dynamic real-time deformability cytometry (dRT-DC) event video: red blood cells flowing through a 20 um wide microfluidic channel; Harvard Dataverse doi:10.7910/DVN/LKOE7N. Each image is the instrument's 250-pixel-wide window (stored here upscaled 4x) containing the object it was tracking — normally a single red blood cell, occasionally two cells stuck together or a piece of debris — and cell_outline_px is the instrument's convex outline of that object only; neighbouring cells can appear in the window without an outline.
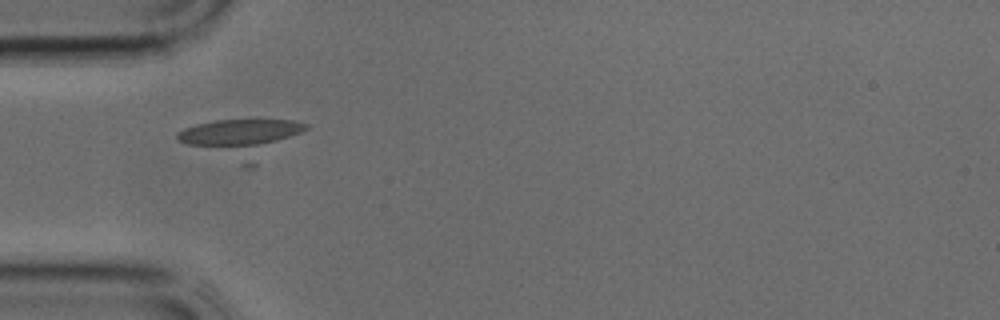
{"species": "common noctule bat (a hibernating species)", "species_latin": "Nyctalus noctula", "temperature_condition": "cold", "stored_images_in_passage": 29, "camera_frame_rate_fps": 3000, "um_per_image_px": 0.085, "animal": {"sex": "male", "body_mass_g": 17.9, "forearm_length_mm": 54.2}, "frame": {"image": 1, "passage_image": 2, "time_ms": 0.333, "image_size_px": [1000, 320], "cell_outline_px": [[308, 128], [252, 168], [244, 168], [188, 144], [180, 140], [176, 136], [176, 132], [184, 128], [196, 124], [216, 120], [292, 120], [308, 124]], "centroid_in_image_um": [20.55, 11.78], "position_along_channel_um": 64.5, "area_um2": 28.84}}
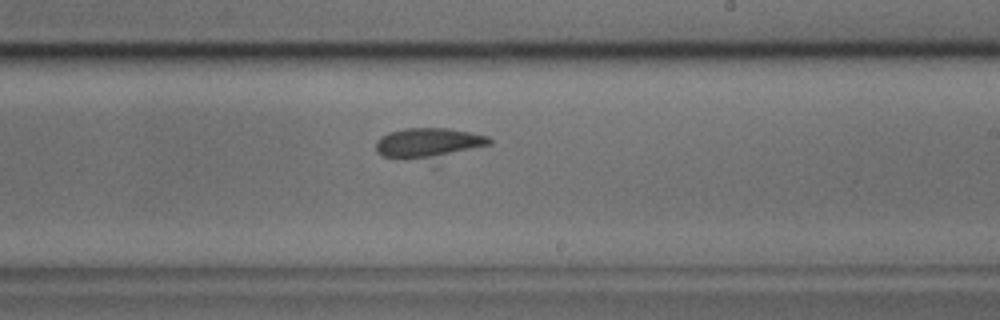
{"frame": {"image": 2, "passage_image": 13, "time_ms": 4.0, "image_size_px": [1000, 320], "cell_outline_px": [[492, 144], [436, 168], [432, 168], [384, 156], [376, 152], [376, 140], [388, 132], [404, 128], [448, 128], [488, 136], [492, 140]], "centroid_in_image_um": [36.55, 12.35], "position_along_channel_um": 252.4, "area_um2": 23.41}}
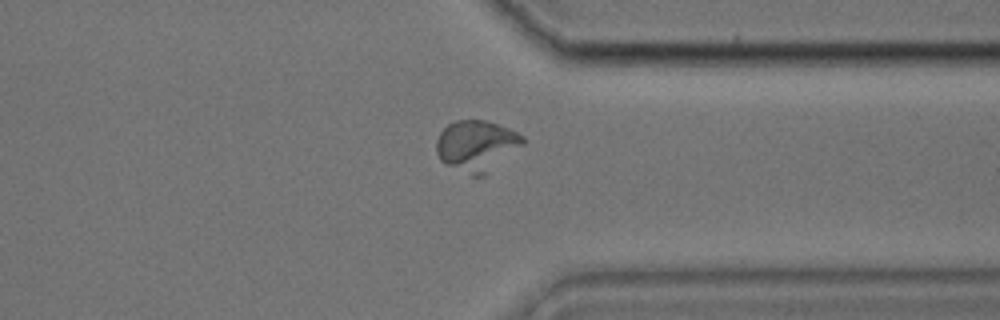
{"frame": {"image": 3, "passage_image": 20, "time_ms": 6.333, "image_size_px": [1000, 320], "cell_outline_px": [[524, 144], [484, 176], [472, 176], [440, 160], [436, 152], [436, 140], [440, 132], [448, 124], [456, 120], [484, 120], [508, 128], [524, 136]], "centroid_in_image_um": [40.5, 12.37], "position_along_channel_um": 370.9, "area_um2": 25.43}}